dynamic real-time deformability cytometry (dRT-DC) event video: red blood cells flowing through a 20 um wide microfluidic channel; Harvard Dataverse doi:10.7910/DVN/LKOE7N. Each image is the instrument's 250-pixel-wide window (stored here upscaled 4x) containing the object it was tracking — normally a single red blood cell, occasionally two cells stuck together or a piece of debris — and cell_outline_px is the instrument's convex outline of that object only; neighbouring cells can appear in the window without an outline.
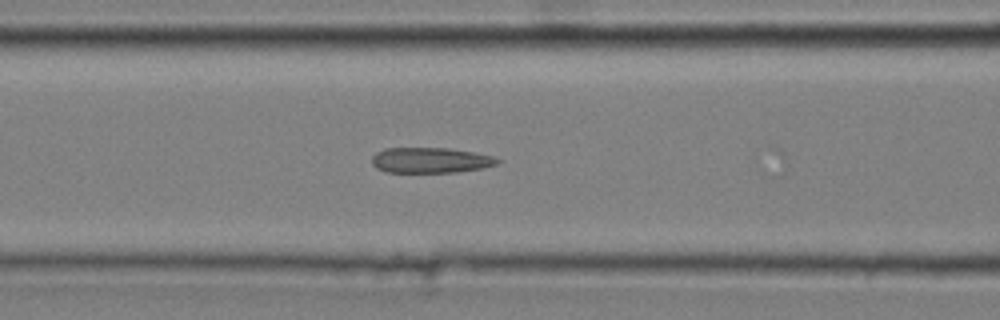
{"species": "common noctule bat (a hibernating species)", "species_latin": "Nyctalus noctula", "temperature_condition": "cold", "stored_images_in_passage": 25, "camera_frame_rate_fps": 3000, "um_per_image_px": 0.085, "animal": {"sex": "male", "body_mass_g": 20.4}, "frame": {"image": 1, "passage_image": 22, "time_ms": 7.0, "image_size_px": [1000, 320], "cell_outline_px": [[500, 164], [480, 168], [456, 172], [384, 172], [376, 168], [372, 164], [372, 156], [376, 152], [384, 148], [448, 148], [472, 152], [492, 156], [500, 160]], "centroid_in_image_um": [36.55, 13.62], "position_along_channel_um": 130.0, "area_um2": 18.61}}